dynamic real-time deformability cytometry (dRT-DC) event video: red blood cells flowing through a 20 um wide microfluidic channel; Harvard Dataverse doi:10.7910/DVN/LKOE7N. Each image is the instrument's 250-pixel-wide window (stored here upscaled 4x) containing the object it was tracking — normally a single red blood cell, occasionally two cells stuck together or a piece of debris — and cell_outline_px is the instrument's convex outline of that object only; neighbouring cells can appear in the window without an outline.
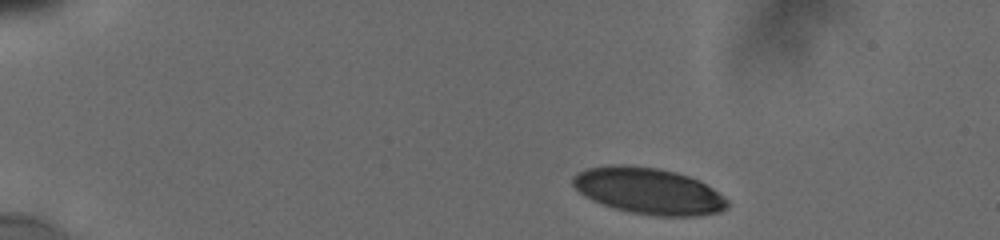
{"species": "human", "species_latin": "Homo sapiens", "temperature_condition": "cold", "stored_images_in_passage": 8, "camera_frame_rate_fps": 3000, "um_per_image_px": 0.085, "donor": {"sex": "male"}, "frame": {"image": 1, "passage_image": 1, "time_ms": 0.0, "image_size_px": [1000, 240], "cell_outline_px": [[728, 208], [720, 212], [700, 216], [660, 216], [632, 212], [612, 208], [592, 200], [584, 196], [572, 184], [572, 176], [576, 172], [584, 168], [608, 164], [628, 164], [660, 168], [676, 172], [700, 180], [724, 196], [728, 200]], "centroid_in_image_um": [55.11, 16.21], "position_along_channel_um": 29.9, "area_um2": 42.31}}
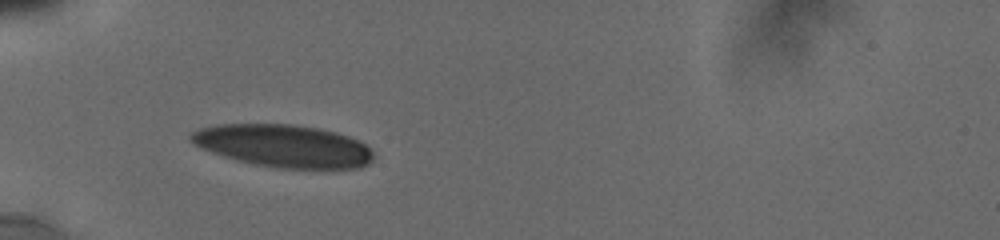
{"frame": {"image": 2, "passage_image": 5, "time_ms": 3.0, "image_size_px": [1000, 240], "cell_outline_px": [[372, 160], [368, 164], [360, 168], [276, 168], [236, 160], [200, 148], [192, 144], [188, 140], [188, 136], [192, 132], [200, 128], [216, 124], [292, 124], [320, 128], [336, 132], [360, 140], [372, 152]], "centroid_in_image_um": [24.06, 12.39], "position_along_channel_um": 60.9, "area_um2": 45.43}}
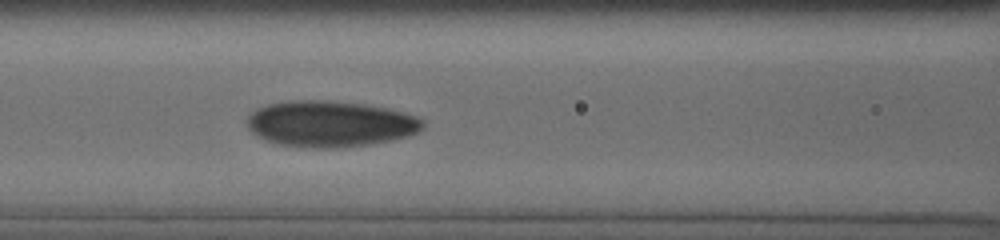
{"frame": {"image": 3, "passage_image": 8, "time_ms": 5.333, "image_size_px": [1000, 240], "cell_outline_px": [[424, 124], [416, 132], [408, 136], [392, 140], [368, 144], [340, 148], [316, 148], [276, 144], [264, 140], [256, 136], [248, 128], [244, 120], [256, 108], [268, 104], [288, 100], [328, 100], [364, 104], [404, 112], [416, 116], [424, 120]], "centroid_in_image_um": [28.0, 10.52], "position_along_channel_um": 138.6, "area_um2": 47.45}}